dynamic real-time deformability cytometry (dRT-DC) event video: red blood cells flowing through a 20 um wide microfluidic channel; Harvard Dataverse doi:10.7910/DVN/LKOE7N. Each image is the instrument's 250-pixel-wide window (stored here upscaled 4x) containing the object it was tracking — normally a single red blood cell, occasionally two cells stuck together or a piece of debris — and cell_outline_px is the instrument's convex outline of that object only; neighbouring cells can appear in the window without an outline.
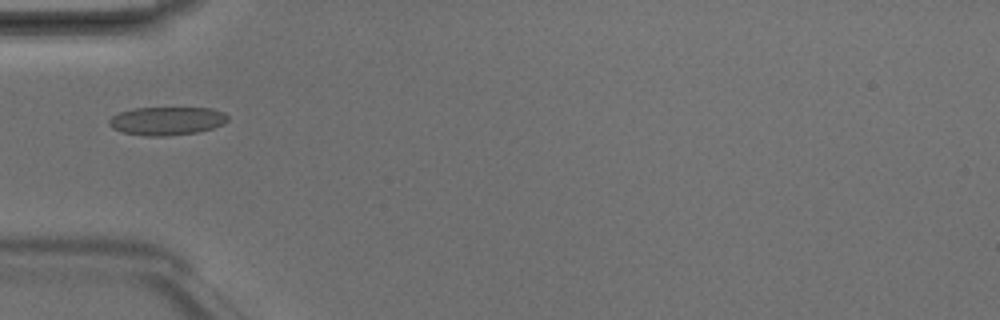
{"species": "Egyptian fruit bat (a non-hibernating species)", "species_latin": "Rousettus aegyptiacus", "temperature_condition": "room temperature", "stored_images_in_passage": 5, "camera_frame_rate_fps": 3000, "um_per_image_px": 0.085, "animal": {"sex": "male"}, "frame": {"image": 1, "passage_image": 5, "time_ms": 1.333, "image_size_px": [1000, 320], "cell_outline_px": [[228, 120], [212, 128], [196, 132], [164, 136], [144, 136], [120, 132], [112, 128], [108, 124], [108, 120], [112, 116], [120, 112], [132, 108], [212, 108], [224, 112], [228, 116]], "centroid_in_image_um": [14.13, 10.27], "position_along_channel_um": 70.9, "area_um2": 19.59}}